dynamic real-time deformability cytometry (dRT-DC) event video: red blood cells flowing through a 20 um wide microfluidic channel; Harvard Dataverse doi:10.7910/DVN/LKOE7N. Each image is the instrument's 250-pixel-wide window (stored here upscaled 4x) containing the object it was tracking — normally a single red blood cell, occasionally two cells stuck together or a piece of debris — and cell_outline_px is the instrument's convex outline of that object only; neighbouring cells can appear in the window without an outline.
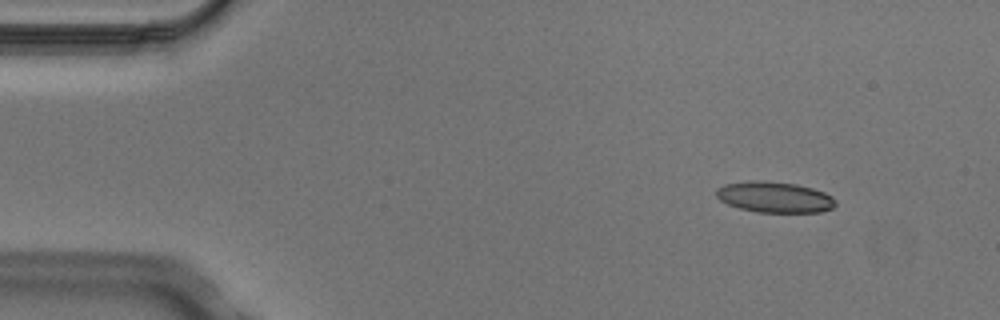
{"species": "Egyptian fruit bat (a non-hibernating species)", "species_latin": "Rousettus aegyptiacus", "temperature_condition": "cold", "stored_images_in_passage": 5, "camera_frame_rate_fps": 3000, "um_per_image_px": 0.085, "animal": {"sex": "male"}, "frame": {"image": 1, "passage_image": 1, "time_ms": 0.0, "image_size_px": [1000, 320], "cell_outline_px": [[836, 204], [832, 208], [820, 212], [760, 212], [740, 208], [728, 204], [720, 200], [716, 196], [716, 188], [724, 184], [752, 180], [756, 180], [796, 184], [812, 188], [824, 192], [832, 196], [836, 200]], "centroid_in_image_um": [65.84, 16.75], "position_along_channel_um": 19.2, "area_um2": 21.39}}
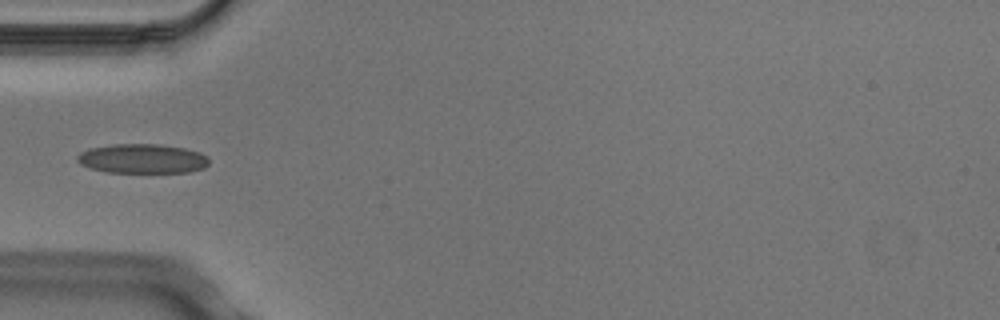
{"frame": {"image": 2, "passage_image": 4, "time_ms": 1.0, "image_size_px": [1000, 320], "cell_outline_px": [[208, 164], [204, 168], [188, 172], [104, 172], [88, 168], [80, 164], [76, 160], [76, 156], [80, 152], [88, 148], [112, 144], [156, 144], [184, 148], [200, 152], [208, 156]], "centroid_in_image_um": [12.06, 13.48], "position_along_channel_um": 72.9, "area_um2": 22.77}}